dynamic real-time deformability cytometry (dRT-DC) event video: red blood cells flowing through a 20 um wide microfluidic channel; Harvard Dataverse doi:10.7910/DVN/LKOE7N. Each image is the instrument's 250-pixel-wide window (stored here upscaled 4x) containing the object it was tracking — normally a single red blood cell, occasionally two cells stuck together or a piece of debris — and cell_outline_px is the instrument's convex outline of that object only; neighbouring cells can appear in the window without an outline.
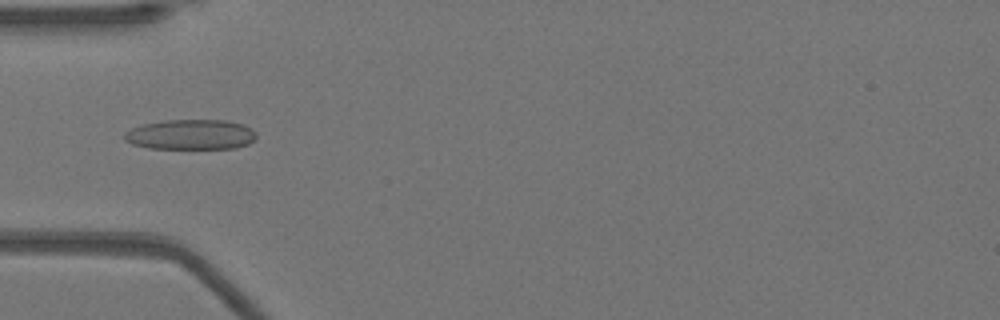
{"species": "Egyptian fruit bat (a non-hibernating species)", "species_latin": "Rousettus aegyptiacus", "temperature_condition": "warm", "stored_images_in_passage": 43, "camera_frame_rate_fps": 3000, "um_per_image_px": 0.085, "animal": {"sex": "female"}, "frame": {"image": 1, "passage_image": 8, "time_ms": 2.333, "image_size_px": [1000, 320], "cell_outline_px": [[256, 140], [248, 144], [236, 148], [148, 148], [132, 144], [124, 140], [124, 132], [132, 128], [144, 124], [164, 120], [224, 120], [244, 124], [252, 128], [256, 132]], "centroid_in_image_um": [16.24, 11.43], "position_along_channel_um": 68.8, "area_um2": 23.29}}
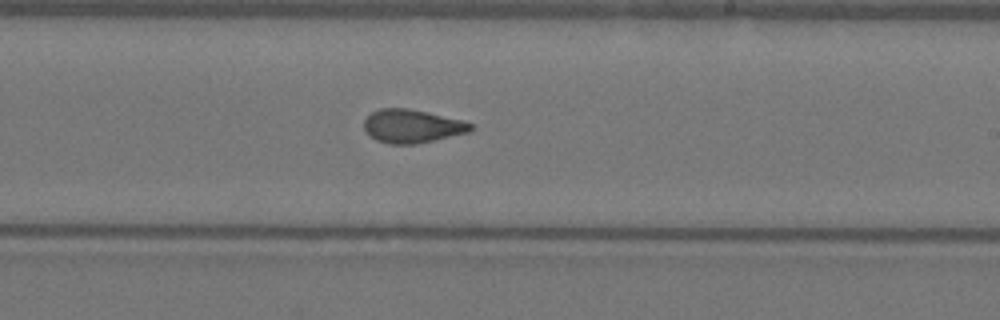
{"frame": {"image": 2, "passage_image": 22, "time_ms": 7.0, "image_size_px": [1000, 320], "cell_outline_px": [[472, 132], [416, 144], [388, 144], [376, 140], [368, 136], [364, 132], [364, 120], [372, 112], [380, 108], [408, 108], [428, 112], [464, 120], [472, 124]], "centroid_in_image_um": [35.02, 10.73], "position_along_channel_um": 254.0, "area_um2": 21.1}}
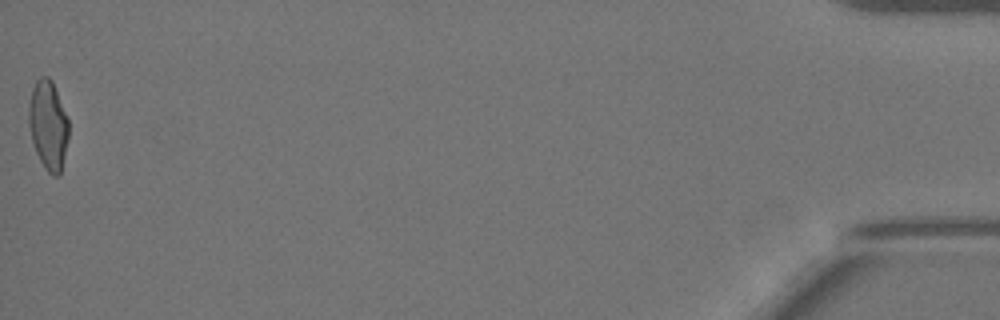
{"frame": {"image": 3, "passage_image": 43, "time_ms": 14.0, "image_size_px": [1000, 320], "cell_outline_px": [[68, 136], [60, 176], [52, 176], [44, 168], [36, 152], [32, 140], [28, 124], [28, 104], [32, 88], [36, 80], [40, 76], [48, 76], [52, 80], [68, 120]], "centroid_in_image_um": [4.07, 10.63], "position_along_channel_um": 431.1, "area_um2": 20.75}, "authors_computed_cell_mechanics": {"area_um2": 21.097, "velocity_mm_per_s": 3.9526, "shape_relaxation_time_tau1_ms": 10.5446, "shape_relaxation_time_tau2_ms": 1.1393, "deformation_change_tau1": 0.2659, "deformation_change_tau2": 0.0703}}